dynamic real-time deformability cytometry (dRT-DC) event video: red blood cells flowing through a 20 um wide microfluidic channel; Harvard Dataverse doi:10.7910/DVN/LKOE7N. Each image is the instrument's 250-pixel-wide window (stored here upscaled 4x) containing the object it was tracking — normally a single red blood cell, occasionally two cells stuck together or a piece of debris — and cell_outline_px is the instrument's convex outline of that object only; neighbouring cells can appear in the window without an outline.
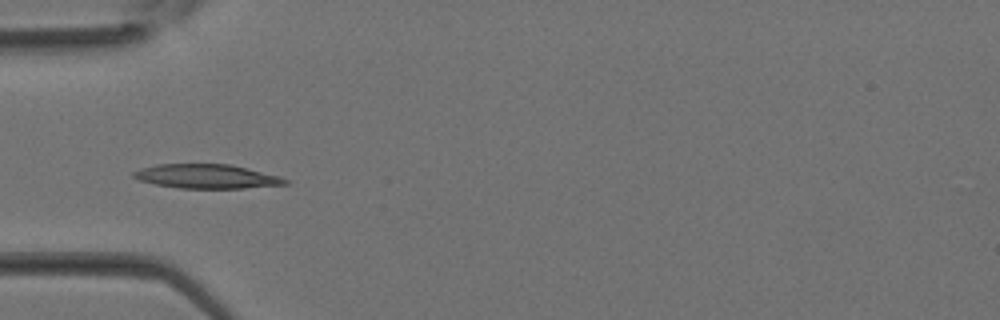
{"species": "Egyptian fruit bat (a non-hibernating species)", "species_latin": "Rousettus aegyptiacus", "temperature_condition": "room temperature", "stored_images_in_passage": 25, "camera_frame_rate_fps": 3000, "um_per_image_px": 0.085, "animal": {"sex": "female"}, "frame": {"image": 1, "passage_image": 1, "time_ms": 0.0, "image_size_px": [1000, 320], "cell_outline_px": [[288, 184], [244, 188], [180, 188], [156, 184], [136, 180], [132, 176], [132, 172], [140, 168], [156, 164], [228, 164], [280, 176], [288, 180]], "centroid_in_image_um": [17.51, 14.99], "position_along_channel_um": 67.5, "area_um2": 21.27}}
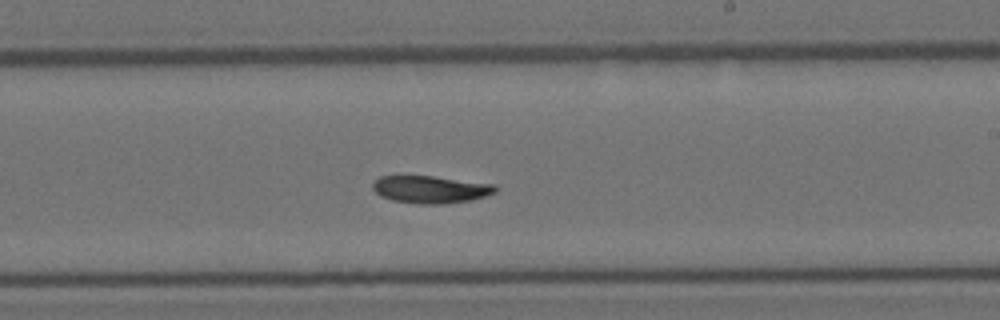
{"frame": {"image": 2, "passage_image": 11, "time_ms": 3.333, "image_size_px": [1000, 320], "cell_outline_px": [[496, 192], [472, 200], [440, 204], [416, 204], [392, 200], [380, 196], [372, 188], [372, 184], [380, 176], [432, 176], [496, 184]], "centroid_in_image_um": [36.59, 16.1], "position_along_channel_um": 252.4, "area_um2": 19.59}}
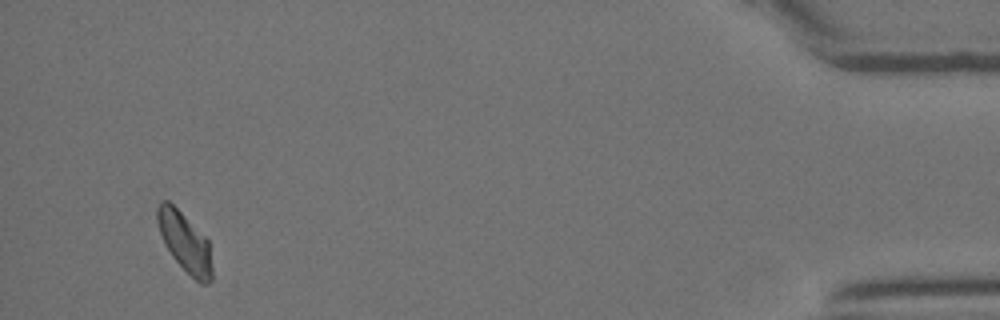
{"frame": {"image": 3, "passage_image": 24, "time_ms": 7.667, "image_size_px": [1000, 320], "cell_outline_px": [[212, 280], [208, 284], [200, 284], [172, 256], [164, 244], [156, 220], [156, 208], [160, 200], [168, 200], [208, 240], [212, 268]], "centroid_in_image_um": [15.69, 20.58], "position_along_channel_um": 419.5, "area_um2": 18.67}}